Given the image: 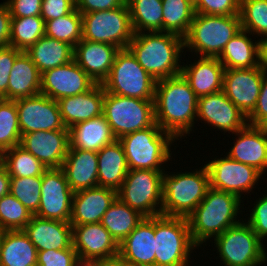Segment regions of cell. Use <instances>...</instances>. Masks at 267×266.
Masks as SVG:
<instances>
[{"instance_id":"6da1fadb","label":"cell","mask_w":267,"mask_h":266,"mask_svg":"<svg viewBox=\"0 0 267 266\" xmlns=\"http://www.w3.org/2000/svg\"><path fill=\"white\" fill-rule=\"evenodd\" d=\"M197 108L198 97L182 74L157 80L155 122L163 131L169 132L176 140L188 138L187 135L194 132Z\"/></svg>"},{"instance_id":"7a4b0ae2","label":"cell","mask_w":267,"mask_h":266,"mask_svg":"<svg viewBox=\"0 0 267 266\" xmlns=\"http://www.w3.org/2000/svg\"><path fill=\"white\" fill-rule=\"evenodd\" d=\"M128 49L156 81L181 74L184 38L170 32L134 33Z\"/></svg>"},{"instance_id":"3957f363","label":"cell","mask_w":267,"mask_h":266,"mask_svg":"<svg viewBox=\"0 0 267 266\" xmlns=\"http://www.w3.org/2000/svg\"><path fill=\"white\" fill-rule=\"evenodd\" d=\"M242 201V202H241ZM243 200L232 193L209 188L204 199L187 217L193 242L199 248L239 223ZM238 217V218H237ZM238 220V221H237Z\"/></svg>"},{"instance_id":"277c9868","label":"cell","mask_w":267,"mask_h":266,"mask_svg":"<svg viewBox=\"0 0 267 266\" xmlns=\"http://www.w3.org/2000/svg\"><path fill=\"white\" fill-rule=\"evenodd\" d=\"M121 143L129 170L165 171L164 164L172 161L173 149L177 140L155 123L118 139Z\"/></svg>"},{"instance_id":"5b68a950","label":"cell","mask_w":267,"mask_h":266,"mask_svg":"<svg viewBox=\"0 0 267 266\" xmlns=\"http://www.w3.org/2000/svg\"><path fill=\"white\" fill-rule=\"evenodd\" d=\"M194 170L163 172L162 215L187 218L204 199L210 188L207 167L204 164Z\"/></svg>"},{"instance_id":"8992f818","label":"cell","mask_w":267,"mask_h":266,"mask_svg":"<svg viewBox=\"0 0 267 266\" xmlns=\"http://www.w3.org/2000/svg\"><path fill=\"white\" fill-rule=\"evenodd\" d=\"M241 29L240 15L195 13L189 32L184 37V48L197 57L218 58L225 45Z\"/></svg>"},{"instance_id":"52a82bcc","label":"cell","mask_w":267,"mask_h":266,"mask_svg":"<svg viewBox=\"0 0 267 266\" xmlns=\"http://www.w3.org/2000/svg\"><path fill=\"white\" fill-rule=\"evenodd\" d=\"M155 266H190L198 248L192 240L187 218L154 216Z\"/></svg>"},{"instance_id":"ba28073f","label":"cell","mask_w":267,"mask_h":266,"mask_svg":"<svg viewBox=\"0 0 267 266\" xmlns=\"http://www.w3.org/2000/svg\"><path fill=\"white\" fill-rule=\"evenodd\" d=\"M212 243H215L214 248L224 266L266 265L265 245L245 221V218L226 229Z\"/></svg>"},{"instance_id":"9c48e42d","label":"cell","mask_w":267,"mask_h":266,"mask_svg":"<svg viewBox=\"0 0 267 266\" xmlns=\"http://www.w3.org/2000/svg\"><path fill=\"white\" fill-rule=\"evenodd\" d=\"M156 80L138 63L131 51L120 49L108 77L102 82L104 91L125 97L154 100Z\"/></svg>"},{"instance_id":"30bf717a","label":"cell","mask_w":267,"mask_h":266,"mask_svg":"<svg viewBox=\"0 0 267 266\" xmlns=\"http://www.w3.org/2000/svg\"><path fill=\"white\" fill-rule=\"evenodd\" d=\"M103 115L116 139L147 127L155 122L154 100L120 96L105 91Z\"/></svg>"},{"instance_id":"8fae6325","label":"cell","mask_w":267,"mask_h":266,"mask_svg":"<svg viewBox=\"0 0 267 266\" xmlns=\"http://www.w3.org/2000/svg\"><path fill=\"white\" fill-rule=\"evenodd\" d=\"M82 15V39L115 45L126 49L133 39L129 8L125 2L112 10L94 11Z\"/></svg>"},{"instance_id":"7c38bea8","label":"cell","mask_w":267,"mask_h":266,"mask_svg":"<svg viewBox=\"0 0 267 266\" xmlns=\"http://www.w3.org/2000/svg\"><path fill=\"white\" fill-rule=\"evenodd\" d=\"M164 171L129 170L117 198L144 217L162 214V176Z\"/></svg>"},{"instance_id":"4fadbf2b","label":"cell","mask_w":267,"mask_h":266,"mask_svg":"<svg viewBox=\"0 0 267 266\" xmlns=\"http://www.w3.org/2000/svg\"><path fill=\"white\" fill-rule=\"evenodd\" d=\"M205 162L210 188L235 194L241 200L256 188L264 175L255 167L231 159L227 154ZM262 177V178H261Z\"/></svg>"},{"instance_id":"5bb4252c","label":"cell","mask_w":267,"mask_h":266,"mask_svg":"<svg viewBox=\"0 0 267 266\" xmlns=\"http://www.w3.org/2000/svg\"><path fill=\"white\" fill-rule=\"evenodd\" d=\"M73 194L63 169L47 168L42 175L39 209L34 215L69 222Z\"/></svg>"},{"instance_id":"9a60e30c","label":"cell","mask_w":267,"mask_h":266,"mask_svg":"<svg viewBox=\"0 0 267 266\" xmlns=\"http://www.w3.org/2000/svg\"><path fill=\"white\" fill-rule=\"evenodd\" d=\"M21 135L40 130H69L65 127L58 102L44 94L15 100Z\"/></svg>"},{"instance_id":"2e32d148","label":"cell","mask_w":267,"mask_h":266,"mask_svg":"<svg viewBox=\"0 0 267 266\" xmlns=\"http://www.w3.org/2000/svg\"><path fill=\"white\" fill-rule=\"evenodd\" d=\"M96 83L73 59L41 74L40 93L58 101L89 91Z\"/></svg>"},{"instance_id":"e0dca14e","label":"cell","mask_w":267,"mask_h":266,"mask_svg":"<svg viewBox=\"0 0 267 266\" xmlns=\"http://www.w3.org/2000/svg\"><path fill=\"white\" fill-rule=\"evenodd\" d=\"M72 236L81 263L96 264L119 255V245L101 223L72 226Z\"/></svg>"},{"instance_id":"ac0fdd59","label":"cell","mask_w":267,"mask_h":266,"mask_svg":"<svg viewBox=\"0 0 267 266\" xmlns=\"http://www.w3.org/2000/svg\"><path fill=\"white\" fill-rule=\"evenodd\" d=\"M263 69H225L223 89L227 98L246 116L253 112L260 94Z\"/></svg>"},{"instance_id":"d6986e66","label":"cell","mask_w":267,"mask_h":266,"mask_svg":"<svg viewBox=\"0 0 267 266\" xmlns=\"http://www.w3.org/2000/svg\"><path fill=\"white\" fill-rule=\"evenodd\" d=\"M232 135L248 123L246 116L227 98L223 91L198 98L196 122ZM203 121V122H202Z\"/></svg>"},{"instance_id":"ffe728a7","label":"cell","mask_w":267,"mask_h":266,"mask_svg":"<svg viewBox=\"0 0 267 266\" xmlns=\"http://www.w3.org/2000/svg\"><path fill=\"white\" fill-rule=\"evenodd\" d=\"M24 150L36 157L46 168H60L69 148V130H40L21 135Z\"/></svg>"},{"instance_id":"44dd1931","label":"cell","mask_w":267,"mask_h":266,"mask_svg":"<svg viewBox=\"0 0 267 266\" xmlns=\"http://www.w3.org/2000/svg\"><path fill=\"white\" fill-rule=\"evenodd\" d=\"M117 198L112 188L96 186L75 192L72 198V211L69 223L72 226L100 223L103 214Z\"/></svg>"},{"instance_id":"7402d4cb","label":"cell","mask_w":267,"mask_h":266,"mask_svg":"<svg viewBox=\"0 0 267 266\" xmlns=\"http://www.w3.org/2000/svg\"><path fill=\"white\" fill-rule=\"evenodd\" d=\"M236 140L226 154L233 160L255 167L263 175L267 171V130L246 125L234 133Z\"/></svg>"},{"instance_id":"603a6c76","label":"cell","mask_w":267,"mask_h":266,"mask_svg":"<svg viewBox=\"0 0 267 266\" xmlns=\"http://www.w3.org/2000/svg\"><path fill=\"white\" fill-rule=\"evenodd\" d=\"M37 251L73 248L72 225L60 220L44 219L36 215L22 229Z\"/></svg>"},{"instance_id":"cb8c5ba5","label":"cell","mask_w":267,"mask_h":266,"mask_svg":"<svg viewBox=\"0 0 267 266\" xmlns=\"http://www.w3.org/2000/svg\"><path fill=\"white\" fill-rule=\"evenodd\" d=\"M119 50L115 45L82 39L74 47V60L95 83L102 84Z\"/></svg>"},{"instance_id":"d4e9b609","label":"cell","mask_w":267,"mask_h":266,"mask_svg":"<svg viewBox=\"0 0 267 266\" xmlns=\"http://www.w3.org/2000/svg\"><path fill=\"white\" fill-rule=\"evenodd\" d=\"M196 59L198 60L194 62L190 60L188 65L182 64L181 74L189 82L197 97L222 91L225 68L219 59L210 57Z\"/></svg>"},{"instance_id":"484cf974","label":"cell","mask_w":267,"mask_h":266,"mask_svg":"<svg viewBox=\"0 0 267 266\" xmlns=\"http://www.w3.org/2000/svg\"><path fill=\"white\" fill-rule=\"evenodd\" d=\"M119 255L136 266H155L154 216L145 217L120 243Z\"/></svg>"},{"instance_id":"4316f807","label":"cell","mask_w":267,"mask_h":266,"mask_svg":"<svg viewBox=\"0 0 267 266\" xmlns=\"http://www.w3.org/2000/svg\"><path fill=\"white\" fill-rule=\"evenodd\" d=\"M105 91L102 84H95L89 91L59 99L58 105L66 128L78 122L90 120L103 114Z\"/></svg>"},{"instance_id":"83f0119b","label":"cell","mask_w":267,"mask_h":266,"mask_svg":"<svg viewBox=\"0 0 267 266\" xmlns=\"http://www.w3.org/2000/svg\"><path fill=\"white\" fill-rule=\"evenodd\" d=\"M61 168L74 193L98 186L97 152L68 148Z\"/></svg>"},{"instance_id":"f1b7e54d","label":"cell","mask_w":267,"mask_h":266,"mask_svg":"<svg viewBox=\"0 0 267 266\" xmlns=\"http://www.w3.org/2000/svg\"><path fill=\"white\" fill-rule=\"evenodd\" d=\"M69 129V148L98 152L116 139L105 116L78 122Z\"/></svg>"},{"instance_id":"f546056e","label":"cell","mask_w":267,"mask_h":266,"mask_svg":"<svg viewBox=\"0 0 267 266\" xmlns=\"http://www.w3.org/2000/svg\"><path fill=\"white\" fill-rule=\"evenodd\" d=\"M41 73L30 56L22 51L16 58L9 76L6 100H18L40 93Z\"/></svg>"},{"instance_id":"4dcf8cb0","label":"cell","mask_w":267,"mask_h":266,"mask_svg":"<svg viewBox=\"0 0 267 266\" xmlns=\"http://www.w3.org/2000/svg\"><path fill=\"white\" fill-rule=\"evenodd\" d=\"M37 252L23 230L0 231V266H37Z\"/></svg>"},{"instance_id":"1f68e13d","label":"cell","mask_w":267,"mask_h":266,"mask_svg":"<svg viewBox=\"0 0 267 266\" xmlns=\"http://www.w3.org/2000/svg\"><path fill=\"white\" fill-rule=\"evenodd\" d=\"M251 35L250 32L241 29L225 45L218 57L225 69H245L260 66L259 39L257 41L252 40Z\"/></svg>"},{"instance_id":"d6a6232c","label":"cell","mask_w":267,"mask_h":266,"mask_svg":"<svg viewBox=\"0 0 267 266\" xmlns=\"http://www.w3.org/2000/svg\"><path fill=\"white\" fill-rule=\"evenodd\" d=\"M98 155V186L116 191L123 184L129 171L126 156L119 140L104 146Z\"/></svg>"},{"instance_id":"836d02e7","label":"cell","mask_w":267,"mask_h":266,"mask_svg":"<svg viewBox=\"0 0 267 266\" xmlns=\"http://www.w3.org/2000/svg\"><path fill=\"white\" fill-rule=\"evenodd\" d=\"M42 74L44 71L65 65L74 59V47L67 42L41 37L25 51Z\"/></svg>"},{"instance_id":"e575fe53","label":"cell","mask_w":267,"mask_h":266,"mask_svg":"<svg viewBox=\"0 0 267 266\" xmlns=\"http://www.w3.org/2000/svg\"><path fill=\"white\" fill-rule=\"evenodd\" d=\"M145 217L131 209L119 198L103 214L101 224L118 245L137 227Z\"/></svg>"},{"instance_id":"d590c367","label":"cell","mask_w":267,"mask_h":266,"mask_svg":"<svg viewBox=\"0 0 267 266\" xmlns=\"http://www.w3.org/2000/svg\"><path fill=\"white\" fill-rule=\"evenodd\" d=\"M134 33L163 32L162 0L126 1Z\"/></svg>"},{"instance_id":"8d00e7d4","label":"cell","mask_w":267,"mask_h":266,"mask_svg":"<svg viewBox=\"0 0 267 266\" xmlns=\"http://www.w3.org/2000/svg\"><path fill=\"white\" fill-rule=\"evenodd\" d=\"M163 32L185 37L195 15L194 5L189 0H162Z\"/></svg>"},{"instance_id":"74e56055","label":"cell","mask_w":267,"mask_h":266,"mask_svg":"<svg viewBox=\"0 0 267 266\" xmlns=\"http://www.w3.org/2000/svg\"><path fill=\"white\" fill-rule=\"evenodd\" d=\"M45 35V22L41 16H29L11 19L9 45L26 51Z\"/></svg>"},{"instance_id":"f35d334b","label":"cell","mask_w":267,"mask_h":266,"mask_svg":"<svg viewBox=\"0 0 267 266\" xmlns=\"http://www.w3.org/2000/svg\"><path fill=\"white\" fill-rule=\"evenodd\" d=\"M3 166L10 177L42 176L47 169L36 157L21 146H14L3 152Z\"/></svg>"},{"instance_id":"ab89813d","label":"cell","mask_w":267,"mask_h":266,"mask_svg":"<svg viewBox=\"0 0 267 266\" xmlns=\"http://www.w3.org/2000/svg\"><path fill=\"white\" fill-rule=\"evenodd\" d=\"M82 15L75 8L71 13L45 22V35L75 47L82 40Z\"/></svg>"},{"instance_id":"60d3db41","label":"cell","mask_w":267,"mask_h":266,"mask_svg":"<svg viewBox=\"0 0 267 266\" xmlns=\"http://www.w3.org/2000/svg\"><path fill=\"white\" fill-rule=\"evenodd\" d=\"M242 29L256 38L267 37V0H240Z\"/></svg>"},{"instance_id":"b9f144b4","label":"cell","mask_w":267,"mask_h":266,"mask_svg":"<svg viewBox=\"0 0 267 266\" xmlns=\"http://www.w3.org/2000/svg\"><path fill=\"white\" fill-rule=\"evenodd\" d=\"M21 130L14 100L0 103V150L11 149L20 144Z\"/></svg>"},{"instance_id":"7bdbcfd3","label":"cell","mask_w":267,"mask_h":266,"mask_svg":"<svg viewBox=\"0 0 267 266\" xmlns=\"http://www.w3.org/2000/svg\"><path fill=\"white\" fill-rule=\"evenodd\" d=\"M33 214L8 193L0 198V231L22 230L32 219Z\"/></svg>"},{"instance_id":"ee69618b","label":"cell","mask_w":267,"mask_h":266,"mask_svg":"<svg viewBox=\"0 0 267 266\" xmlns=\"http://www.w3.org/2000/svg\"><path fill=\"white\" fill-rule=\"evenodd\" d=\"M41 185L42 176L11 177L10 194L34 215L39 209Z\"/></svg>"},{"instance_id":"f6af8a7d","label":"cell","mask_w":267,"mask_h":266,"mask_svg":"<svg viewBox=\"0 0 267 266\" xmlns=\"http://www.w3.org/2000/svg\"><path fill=\"white\" fill-rule=\"evenodd\" d=\"M79 263L81 262L74 248L37 252V266H77Z\"/></svg>"},{"instance_id":"bcb514c9","label":"cell","mask_w":267,"mask_h":266,"mask_svg":"<svg viewBox=\"0 0 267 266\" xmlns=\"http://www.w3.org/2000/svg\"><path fill=\"white\" fill-rule=\"evenodd\" d=\"M195 13L215 16L239 15L240 0H199Z\"/></svg>"},{"instance_id":"7dc6e473","label":"cell","mask_w":267,"mask_h":266,"mask_svg":"<svg viewBox=\"0 0 267 266\" xmlns=\"http://www.w3.org/2000/svg\"><path fill=\"white\" fill-rule=\"evenodd\" d=\"M253 204V208L249 211L250 214L247 223L253 229L254 233L264 241L267 238V194H262Z\"/></svg>"},{"instance_id":"c3c4849f","label":"cell","mask_w":267,"mask_h":266,"mask_svg":"<svg viewBox=\"0 0 267 266\" xmlns=\"http://www.w3.org/2000/svg\"><path fill=\"white\" fill-rule=\"evenodd\" d=\"M75 9V0H42L41 18L44 22L66 16Z\"/></svg>"},{"instance_id":"681fc988","label":"cell","mask_w":267,"mask_h":266,"mask_svg":"<svg viewBox=\"0 0 267 266\" xmlns=\"http://www.w3.org/2000/svg\"><path fill=\"white\" fill-rule=\"evenodd\" d=\"M251 126L264 127L267 124V71L263 69V79L257 104L253 112L247 117Z\"/></svg>"},{"instance_id":"f907efd6","label":"cell","mask_w":267,"mask_h":266,"mask_svg":"<svg viewBox=\"0 0 267 266\" xmlns=\"http://www.w3.org/2000/svg\"><path fill=\"white\" fill-rule=\"evenodd\" d=\"M22 51L13 46L0 47V92L5 94L7 92L10 72L12 70L15 58Z\"/></svg>"},{"instance_id":"816d5d0a","label":"cell","mask_w":267,"mask_h":266,"mask_svg":"<svg viewBox=\"0 0 267 266\" xmlns=\"http://www.w3.org/2000/svg\"><path fill=\"white\" fill-rule=\"evenodd\" d=\"M12 18L41 16L42 0H6Z\"/></svg>"},{"instance_id":"f5cc1de1","label":"cell","mask_w":267,"mask_h":266,"mask_svg":"<svg viewBox=\"0 0 267 266\" xmlns=\"http://www.w3.org/2000/svg\"><path fill=\"white\" fill-rule=\"evenodd\" d=\"M125 0H75V8L81 13L112 10L122 6Z\"/></svg>"},{"instance_id":"db71d44e","label":"cell","mask_w":267,"mask_h":266,"mask_svg":"<svg viewBox=\"0 0 267 266\" xmlns=\"http://www.w3.org/2000/svg\"><path fill=\"white\" fill-rule=\"evenodd\" d=\"M11 15L8 6L4 3H0V47L9 45L11 34Z\"/></svg>"},{"instance_id":"11a10c76","label":"cell","mask_w":267,"mask_h":266,"mask_svg":"<svg viewBox=\"0 0 267 266\" xmlns=\"http://www.w3.org/2000/svg\"><path fill=\"white\" fill-rule=\"evenodd\" d=\"M10 175L6 168L2 165L0 167V198L10 193Z\"/></svg>"},{"instance_id":"9f6ffc18","label":"cell","mask_w":267,"mask_h":266,"mask_svg":"<svg viewBox=\"0 0 267 266\" xmlns=\"http://www.w3.org/2000/svg\"><path fill=\"white\" fill-rule=\"evenodd\" d=\"M95 266H136V265L123 259L120 255H117L105 261L97 262Z\"/></svg>"},{"instance_id":"6f0895ef","label":"cell","mask_w":267,"mask_h":266,"mask_svg":"<svg viewBox=\"0 0 267 266\" xmlns=\"http://www.w3.org/2000/svg\"><path fill=\"white\" fill-rule=\"evenodd\" d=\"M260 67L267 71V37L259 39Z\"/></svg>"},{"instance_id":"680465c9","label":"cell","mask_w":267,"mask_h":266,"mask_svg":"<svg viewBox=\"0 0 267 266\" xmlns=\"http://www.w3.org/2000/svg\"><path fill=\"white\" fill-rule=\"evenodd\" d=\"M3 165V152L0 150V167Z\"/></svg>"},{"instance_id":"91938a15","label":"cell","mask_w":267,"mask_h":266,"mask_svg":"<svg viewBox=\"0 0 267 266\" xmlns=\"http://www.w3.org/2000/svg\"><path fill=\"white\" fill-rule=\"evenodd\" d=\"M4 100H5L4 94H2V93L0 92V103L3 102Z\"/></svg>"},{"instance_id":"94428289","label":"cell","mask_w":267,"mask_h":266,"mask_svg":"<svg viewBox=\"0 0 267 266\" xmlns=\"http://www.w3.org/2000/svg\"><path fill=\"white\" fill-rule=\"evenodd\" d=\"M194 6L199 2V0H189Z\"/></svg>"},{"instance_id":"6125c7cd","label":"cell","mask_w":267,"mask_h":266,"mask_svg":"<svg viewBox=\"0 0 267 266\" xmlns=\"http://www.w3.org/2000/svg\"><path fill=\"white\" fill-rule=\"evenodd\" d=\"M77 266H87V263H79Z\"/></svg>"},{"instance_id":"be15d7a7","label":"cell","mask_w":267,"mask_h":266,"mask_svg":"<svg viewBox=\"0 0 267 266\" xmlns=\"http://www.w3.org/2000/svg\"><path fill=\"white\" fill-rule=\"evenodd\" d=\"M87 266H95L93 263H87Z\"/></svg>"}]
</instances>
